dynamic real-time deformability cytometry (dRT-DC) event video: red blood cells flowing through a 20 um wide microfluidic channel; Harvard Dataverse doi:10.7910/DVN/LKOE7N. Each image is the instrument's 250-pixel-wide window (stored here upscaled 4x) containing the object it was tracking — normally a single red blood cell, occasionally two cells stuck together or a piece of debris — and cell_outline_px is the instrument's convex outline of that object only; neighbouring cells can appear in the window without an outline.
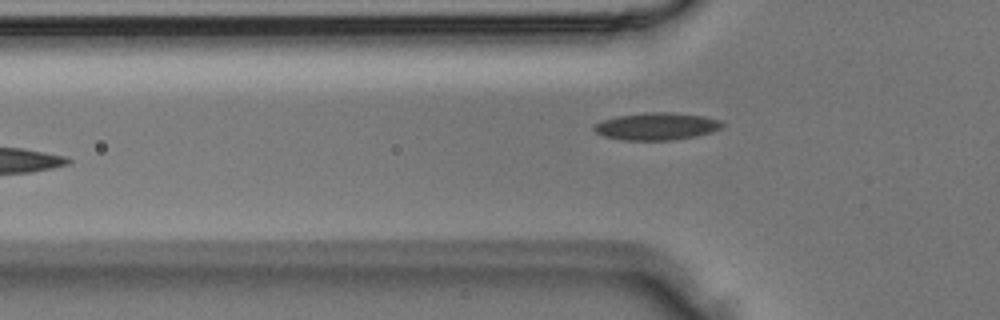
{"species": "Egyptian fruit bat (a non-hibernating species)", "species_latin": "Rousettus aegyptiacus", "temperature_condition": "room temperature", "stored_images_in_passage": 4, "camera_frame_rate_fps": 3000, "um_per_image_px": 0.085, "animal": {"sex": "male"}, "frame": {"image": 1, "passage_image": 4, "time_ms": 1.0, "image_size_px": [1000, 320], "cell_outline_px": [[724, 124], [720, 128], [712, 132], [696, 136], [672, 140], [620, 140], [604, 136], [596, 132], [592, 128], [596, 124], [604, 120], [616, 116], [648, 112], [668, 112], [704, 116], [720, 120]], "centroid_in_image_um": [55.82, 10.74], "position_along_channel_um": 70.0, "area_um2": 20.35}}